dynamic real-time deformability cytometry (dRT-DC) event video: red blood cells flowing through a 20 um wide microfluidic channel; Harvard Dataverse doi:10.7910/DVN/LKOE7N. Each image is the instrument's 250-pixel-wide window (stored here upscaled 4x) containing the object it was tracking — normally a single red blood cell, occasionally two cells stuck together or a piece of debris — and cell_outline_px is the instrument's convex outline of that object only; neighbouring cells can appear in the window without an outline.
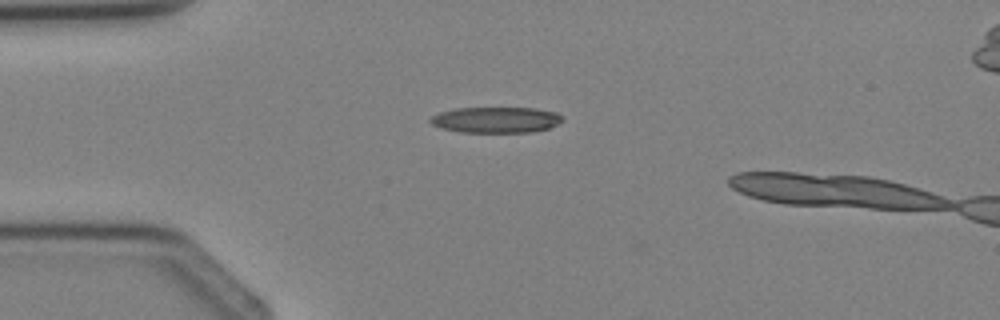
{"species": "Egyptian fruit bat (a non-hibernating species)", "species_latin": "Rousettus aegyptiacus", "temperature_condition": "cold", "stored_images_in_passage": 3, "camera_frame_rate_fps": 3000, "um_per_image_px": 0.085, "animal": {"sex": "female"}, "frame": {"image": 1, "passage_image": 2, "time_ms": 1.333, "image_size_px": [1000, 320], "cell_outline_px": [[564, 120], [548, 128], [532, 132], [460, 132], [440, 128], [432, 124], [428, 120], [432, 116], [440, 112], [456, 108], [536, 108], [556, 112]], "centroid_in_image_um": [42.13, 10.18], "position_along_channel_um": 42.9, "area_um2": 19.88}}